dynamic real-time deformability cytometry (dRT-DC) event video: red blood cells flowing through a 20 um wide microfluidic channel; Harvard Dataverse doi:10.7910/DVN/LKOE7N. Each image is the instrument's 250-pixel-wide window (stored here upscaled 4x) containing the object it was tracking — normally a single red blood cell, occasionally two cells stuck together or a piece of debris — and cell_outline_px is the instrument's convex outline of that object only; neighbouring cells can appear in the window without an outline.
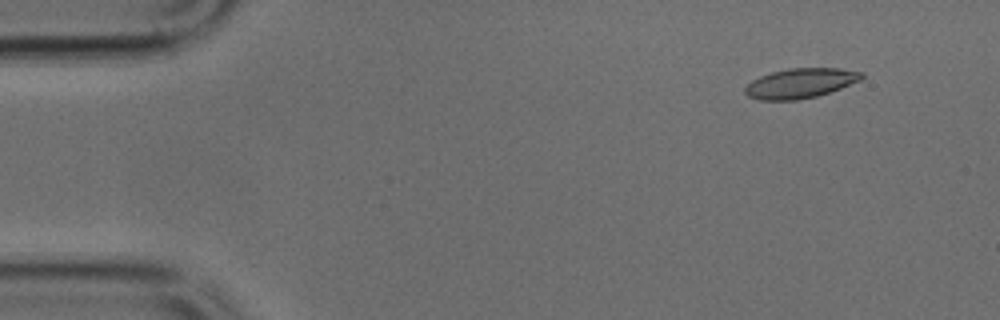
{"species": "common noctule bat (a hibernating species)", "species_latin": "Nyctalus noctula", "temperature_condition": "cold", "stored_images_in_passage": 49, "camera_frame_rate_fps": 3000, "um_per_image_px": 0.085, "animal": {"sex": "male", "body_mass_g": 17.9, "forearm_length_mm": 54.2}, "frame": {"image": 1, "passage_image": 5, "time_ms": 1.333, "image_size_px": [1000, 320], "cell_outline_px": [[864, 76], [860, 80], [840, 88], [816, 96], [796, 100], [760, 100], [748, 96], [744, 92], [744, 88], [752, 80], [760, 76], [772, 72], [788, 68], [840, 68], [864, 72]], "centroid_in_image_um": [68.02, 7.07], "position_along_channel_um": 17.0, "area_um2": 20.17}}
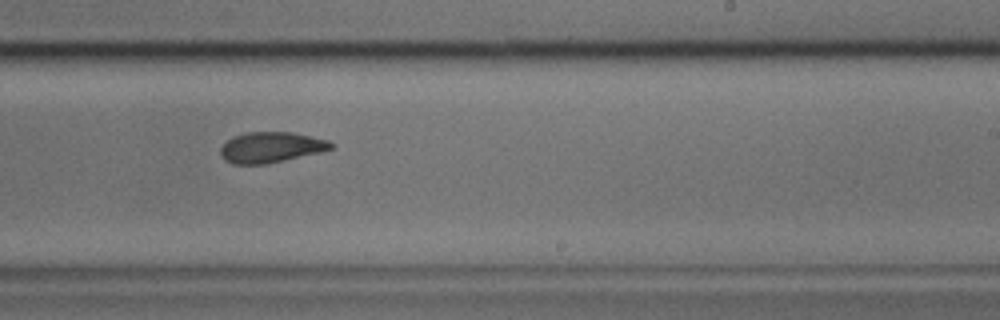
{"frame": {"image": 2, "passage_image": 30, "time_ms": 9.667, "image_size_px": [1000, 320], "cell_outline_px": [[336, 144], [332, 148], [316, 152], [264, 164], [232, 164], [224, 160], [220, 156], [220, 148], [228, 140], [236, 136], [248, 132], [292, 132], [328, 140]], "centroid_in_image_um": [22.99, 12.51], "position_along_channel_um": 266.0, "area_um2": 19.31}}
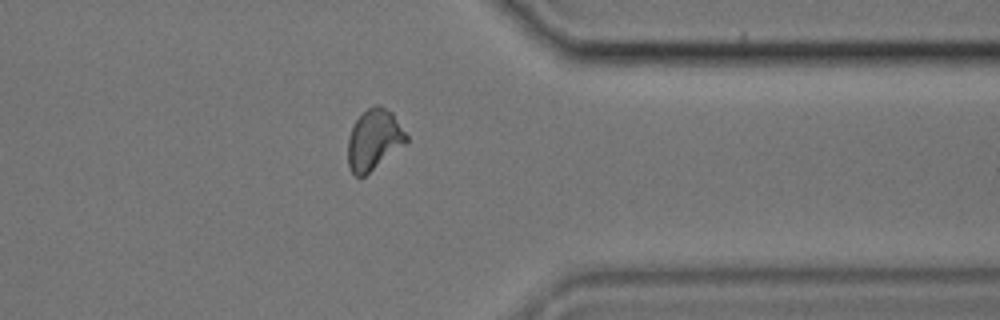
{"frame": {"image": 3, "passage_image": 39, "time_ms": 12.667, "image_size_px": [1000, 320], "cell_outline_px": [[408, 140], [404, 144], [364, 176], [356, 176], [348, 168], [348, 140], [352, 128], [356, 120], [368, 108], [376, 104], [380, 104], [392, 112], [408, 136]], "centroid_in_image_um": [31.78, 11.85], "position_along_channel_um": 379.6, "area_um2": 20.29}}